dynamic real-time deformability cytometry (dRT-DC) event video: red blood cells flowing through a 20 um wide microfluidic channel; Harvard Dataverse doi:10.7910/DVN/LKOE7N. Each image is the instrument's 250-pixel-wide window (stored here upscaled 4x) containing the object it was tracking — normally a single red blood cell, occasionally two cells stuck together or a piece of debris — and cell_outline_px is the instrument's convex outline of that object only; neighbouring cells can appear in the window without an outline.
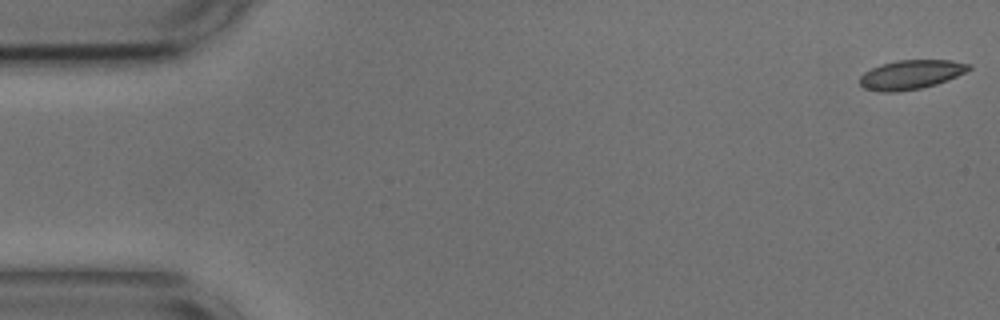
{"species": "common noctule bat (a hibernating species)", "species_latin": "Nyctalus noctula", "temperature_condition": "cold", "stored_images_in_passage": 54, "camera_frame_rate_fps": 3000, "um_per_image_px": 0.085, "animal": {"sex": "male", "body_mass_g": 17.9, "forearm_length_mm": 54.2}, "frame": {"image": 1, "passage_image": 1, "time_ms": 0.0, "image_size_px": [1000, 320], "cell_outline_px": [[972, 68], [948, 80], [936, 84], [920, 88], [896, 92], [876, 92], [864, 88], [860, 84], [860, 76], [864, 72], [880, 64], [896, 60], [952, 60], [972, 64]], "centroid_in_image_um": [77.42, 6.34], "position_along_channel_um": 7.6, "area_um2": 18.67}}
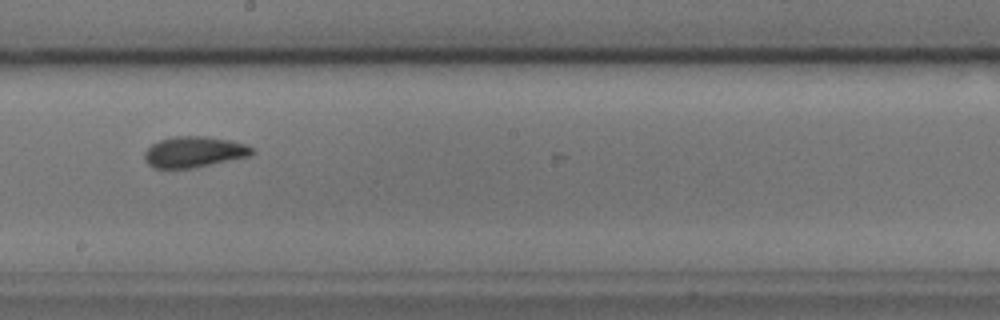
{"frame": {"image": 2, "passage_image": 30, "time_ms": 9.667, "image_size_px": [1000, 320], "cell_outline_px": [[256, 152], [248, 156], [196, 168], [152, 168], [144, 160], [144, 152], [152, 144], [160, 140], [172, 136], [204, 136], [232, 140], [256, 148]], "centroid_in_image_um": [16.51, 12.91], "position_along_channel_um": 231.7, "area_um2": 19.59}}
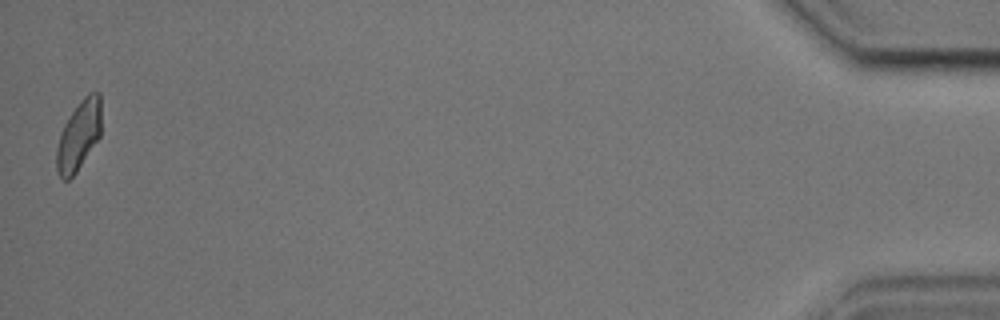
{"frame": {"image": 3, "passage_image": 54, "time_ms": 17.667, "image_size_px": [1000, 320], "cell_outline_px": [[100, 136], [76, 172], [68, 180], [64, 180], [56, 172], [56, 148], [60, 132], [64, 124], [80, 100], [88, 92], [100, 92]], "centroid_in_image_um": [6.67, 11.51], "position_along_channel_um": 428.5, "area_um2": 18.03}, "authors_computed_cell_mechanics": {"area_um2": 19.2763, "velocity_mm_per_s": 3.6481, "shape_relaxation_time_tau1_ms": 4.4153, "shape_relaxation_time_tau2_ms": 1.5735, "deformation_change_tau1": 0.092, "deformation_change_tau2": 0.0583}}